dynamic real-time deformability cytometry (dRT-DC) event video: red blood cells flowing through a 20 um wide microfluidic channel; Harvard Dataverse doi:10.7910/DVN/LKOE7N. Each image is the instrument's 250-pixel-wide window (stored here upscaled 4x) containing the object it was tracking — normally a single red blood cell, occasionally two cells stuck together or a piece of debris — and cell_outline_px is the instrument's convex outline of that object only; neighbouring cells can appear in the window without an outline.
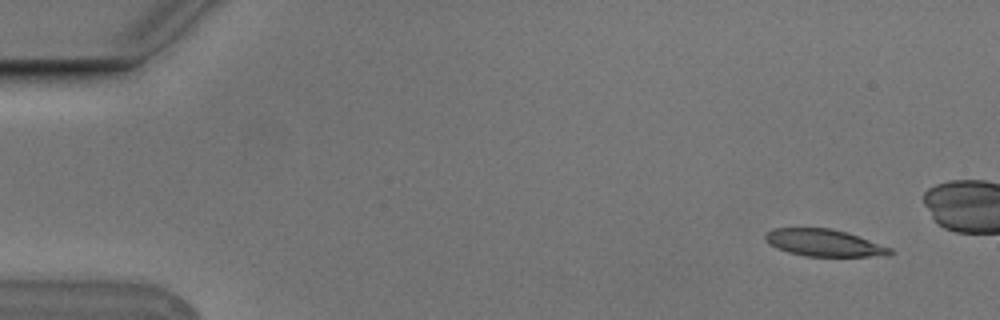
{"species": "Egyptian fruit bat (a non-hibernating species)", "species_latin": "Rousettus aegyptiacus", "temperature_condition": "cold", "stored_images_in_passage": 5, "camera_frame_rate_fps": 3000, "um_per_image_px": 0.085, "animal": {"sex": "male"}, "frame": {"image": 1, "passage_image": 1, "time_ms": 0.0, "image_size_px": [1000, 320], "cell_outline_px": [[896, 252], [888, 256], [804, 256], [788, 252], [776, 248], [764, 236], [772, 228], [832, 228], [848, 232], [892, 248]], "centroid_in_image_um": [70.12, 20.64], "position_along_channel_um": 14.9, "area_um2": 19.71}}